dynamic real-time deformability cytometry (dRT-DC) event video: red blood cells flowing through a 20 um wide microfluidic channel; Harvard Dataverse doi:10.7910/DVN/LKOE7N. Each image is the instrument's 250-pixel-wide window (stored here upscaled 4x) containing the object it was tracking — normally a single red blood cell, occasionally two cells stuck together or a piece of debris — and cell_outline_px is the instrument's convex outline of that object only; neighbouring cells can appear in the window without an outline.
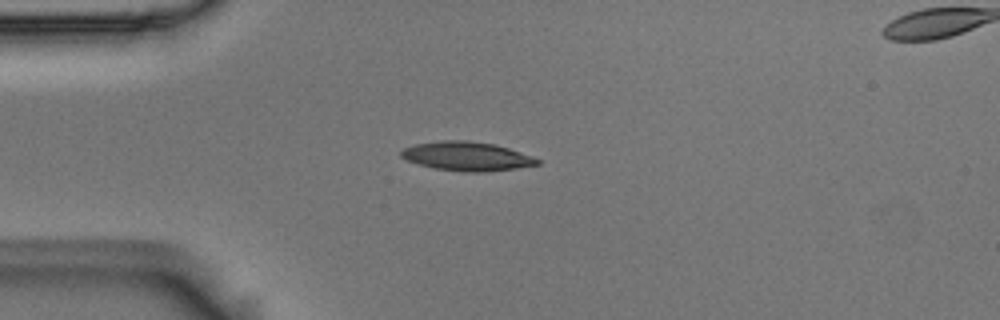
{"species": "Egyptian fruit bat (a non-hibernating species)", "species_latin": "Rousettus aegyptiacus", "temperature_condition": "room temperature", "stored_images_in_passage": 6, "camera_frame_rate_fps": 3000, "um_per_image_px": 0.085, "animal": {"sex": "male"}, "frame": {"image": 1, "passage_image": 3, "time_ms": 0.667, "image_size_px": [1000, 320], "cell_outline_px": [[540, 164], [516, 168], [488, 172], [464, 172], [436, 168], [420, 164], [408, 160], [400, 156], [400, 152], [404, 148], [416, 144], [440, 140], [468, 140], [492, 144], [508, 148], [532, 156], [540, 160]], "centroid_in_image_um": [39.69, 13.28], "position_along_channel_um": 45.3, "area_um2": 22.83}}
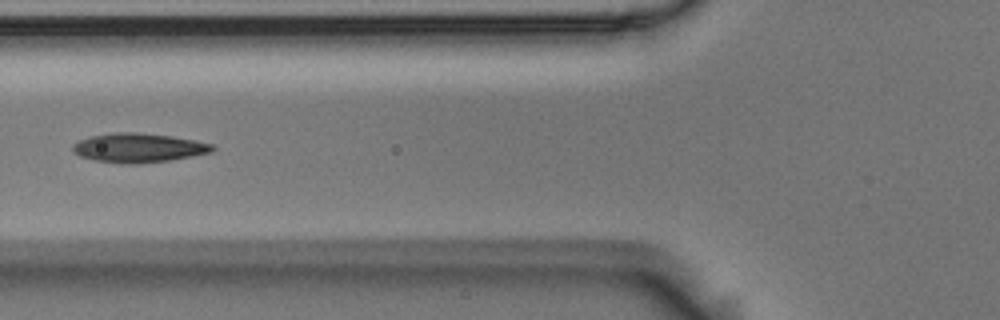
{"frame": {"image": 2, "passage_image": 5, "time_ms": 1.333, "image_size_px": [1000, 320], "cell_outline_px": [[216, 148], [212, 152], [172, 160], [136, 164], [120, 164], [92, 160], [80, 156], [72, 152], [72, 144], [80, 140], [92, 136], [116, 132], [136, 132], [172, 136], [212, 144]], "centroid_in_image_um": [11.75, 12.58], "position_along_channel_um": 114.1, "area_um2": 23.87}}
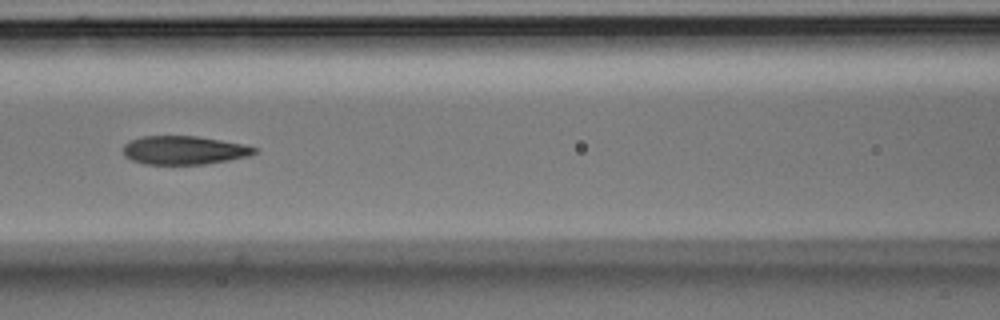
{"frame": {"image": 3, "passage_image": 6, "time_ms": 1.667, "image_size_px": [1000, 320], "cell_outline_px": [[256, 152], [248, 156], [228, 160], [204, 164], [144, 164], [132, 160], [124, 156], [124, 144], [132, 140], [144, 136], [196, 136], [220, 140], [240, 144], [256, 148]], "centroid_in_image_um": [15.6, 12.77], "position_along_channel_um": 151.0, "area_um2": 21.5}}